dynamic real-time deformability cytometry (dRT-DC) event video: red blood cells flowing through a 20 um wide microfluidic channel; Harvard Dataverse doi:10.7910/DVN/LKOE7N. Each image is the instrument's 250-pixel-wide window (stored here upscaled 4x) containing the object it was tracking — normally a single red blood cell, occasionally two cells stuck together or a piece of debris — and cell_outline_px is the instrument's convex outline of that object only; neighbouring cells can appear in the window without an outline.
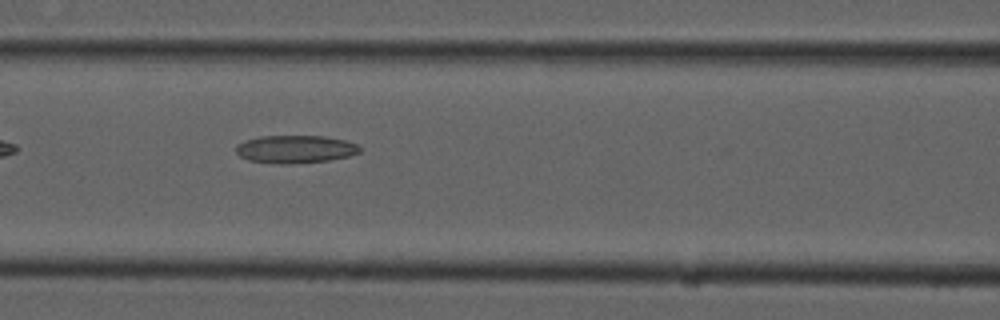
{"species": "common noctule bat (a hibernating species)", "species_latin": "Nyctalus noctula", "temperature_condition": "cold", "stored_images_in_passage": 38, "camera_frame_rate_fps": 3000, "um_per_image_px": 0.085, "animal": {"sex": "male", "forearm_length_mm": 52.5}, "frame": {"image": 1, "passage_image": 8, "time_ms": 2.333, "image_size_px": [1000, 320], "cell_outline_px": [[360, 152], [348, 156], [328, 160], [292, 164], [276, 164], [248, 160], [240, 156], [236, 152], [236, 144], [244, 140], [260, 136], [324, 136], [344, 140], [356, 144], [360, 148]], "centroid_in_image_um": [25.05, 12.68], "position_along_channel_um": 141.5, "area_um2": 20.11}}
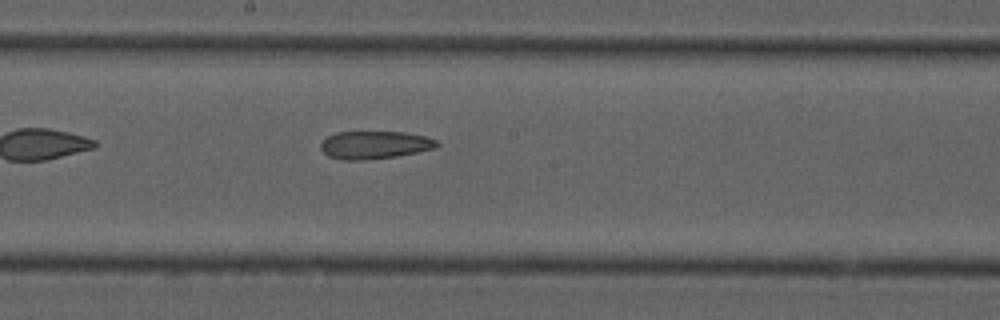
{"frame": {"image": 2, "passage_image": 14, "time_ms": 4.333, "image_size_px": [1000, 320], "cell_outline_px": [[440, 144], [436, 148], [396, 156], [368, 160], [340, 160], [328, 156], [320, 148], [320, 144], [328, 136], [336, 132], [404, 132], [424, 136], [436, 140]], "centroid_in_image_um": [31.83, 12.32], "position_along_channel_um": 216.4, "area_um2": 18.84}}
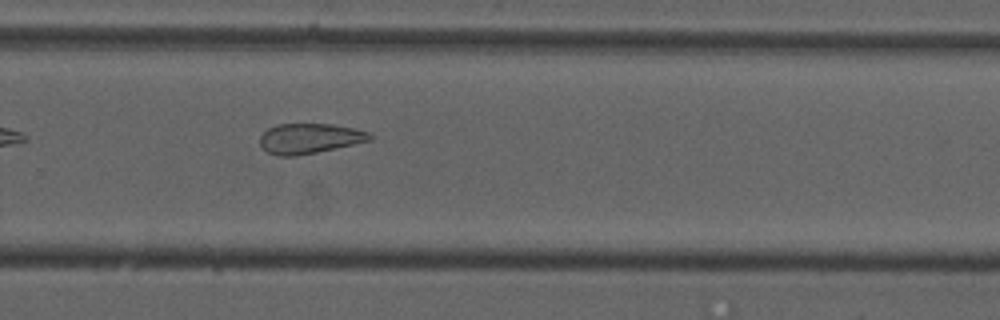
{"frame": {"image": 3, "passage_image": 21, "time_ms": 6.667, "image_size_px": [1000, 320], "cell_outline_px": [[372, 140], [316, 152], [296, 156], [276, 156], [268, 152], [260, 144], [260, 136], [268, 128], [280, 124], [332, 124], [352, 128], [368, 132], [372, 136]], "centroid_in_image_um": [26.29, 11.77], "position_along_channel_um": 303.5, "area_um2": 19.07}, "authors_computed_cell_mechanics": {"area_um2": 20.8369, "velocity_mm_per_s": 3.7565, "shape_relaxation_time_tau1_ms": null, "shape_relaxation_time_tau2_ms": 5.3631, "deformation_change_tau1": null, "deformation_change_tau2": 0.1407}}